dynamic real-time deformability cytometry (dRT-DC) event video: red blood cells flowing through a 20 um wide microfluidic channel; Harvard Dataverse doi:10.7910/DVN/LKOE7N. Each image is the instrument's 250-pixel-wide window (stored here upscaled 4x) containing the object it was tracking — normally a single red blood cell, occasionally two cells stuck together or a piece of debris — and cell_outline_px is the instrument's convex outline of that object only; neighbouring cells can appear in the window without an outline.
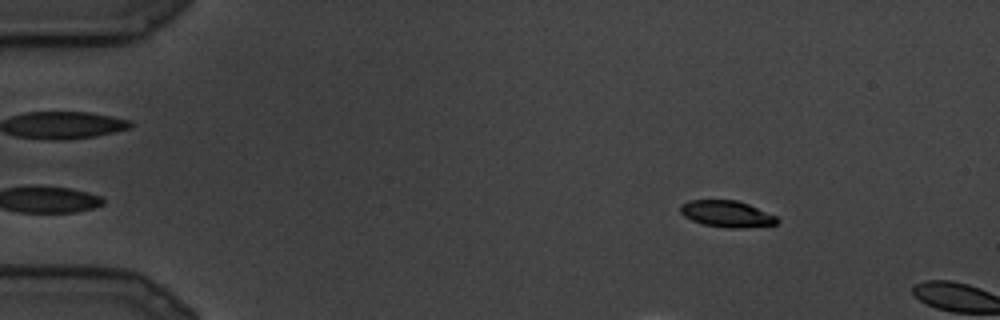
{"species": "common noctule bat (a hibernating species)", "species_latin": "Nyctalus noctula", "temperature_condition": "cold", "stored_images_in_passage": 3, "camera_frame_rate_fps": 3000, "um_per_image_px": 0.085, "animal": {"sex": "male", "body_mass_g": 19.5, "forearm_length_mm": 54.6}, "frame": {"image": 1, "passage_image": 1, "time_ms": 0.0, "image_size_px": [1000, 320], "cell_outline_px": [[780, 220], [776, 224], [740, 228], [728, 228], [704, 224], [692, 220], [684, 216], [680, 212], [680, 204], [688, 200], [736, 200], [748, 204], [776, 216]], "centroid_in_image_um": [61.76, 18.17], "position_along_channel_um": 23.2, "area_um2": 14.85}}